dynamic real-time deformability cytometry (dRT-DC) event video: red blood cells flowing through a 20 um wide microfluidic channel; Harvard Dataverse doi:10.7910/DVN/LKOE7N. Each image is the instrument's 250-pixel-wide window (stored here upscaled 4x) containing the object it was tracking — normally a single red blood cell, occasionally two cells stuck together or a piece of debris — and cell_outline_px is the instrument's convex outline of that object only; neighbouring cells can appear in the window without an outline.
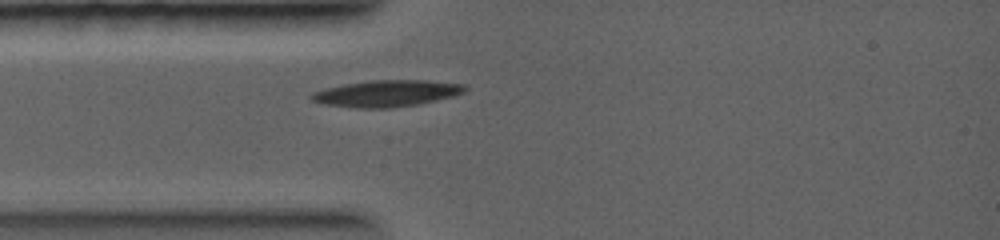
{"species": "common noctule bat (a hibernating species)", "species_latin": "Nyctalus noctula", "temperature_condition": "warm", "stored_images_in_passage": 2, "camera_frame_rate_fps": 5000, "um_per_image_px": 0.085, "animal": {"sex": "female", "body_mass_g": 19.0, "forearm_length_mm": 56.7}, "frame": {"image": 1, "passage_image": 2, "time_ms": 1.2, "image_size_px": [1000, 240], "cell_outline_px": [[468, 88], [464, 92], [452, 96], [420, 104], [392, 108], [356, 108], [324, 104], [312, 100], [308, 96], [312, 92], [324, 88], [344, 84], [372, 80], [424, 80], [464, 84]], "centroid_in_image_um": [32.84, 7.94], "position_along_channel_um": 52.2, "area_um2": 23.81}}